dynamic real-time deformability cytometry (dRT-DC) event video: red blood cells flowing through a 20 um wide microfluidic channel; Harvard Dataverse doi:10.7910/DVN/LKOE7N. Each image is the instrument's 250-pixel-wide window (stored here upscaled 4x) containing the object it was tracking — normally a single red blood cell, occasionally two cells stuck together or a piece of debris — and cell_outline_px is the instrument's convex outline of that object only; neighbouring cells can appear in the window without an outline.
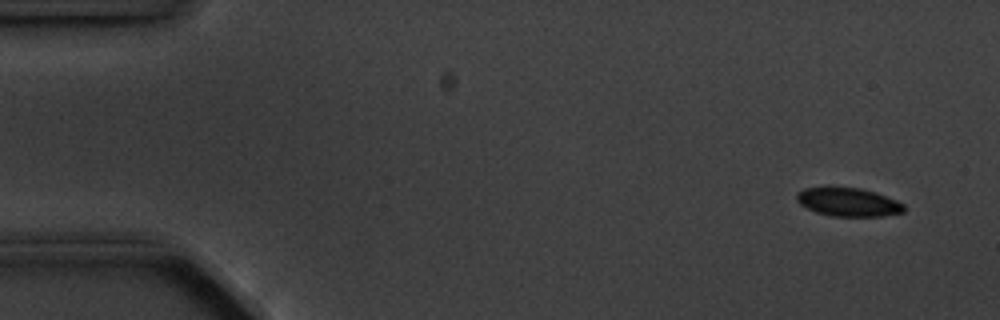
{"species": "common noctule bat (a hibernating species)", "species_latin": "Nyctalus noctula", "temperature_condition": "cold", "stored_images_in_passage": 5, "camera_frame_rate_fps": 3000, "um_per_image_px": 0.085, "animal": {"sex": "male", "body_mass_g": 20.1, "forearm_length_mm": 53.5}, "frame": {"image": 1, "passage_image": 1, "time_ms": 0.0, "image_size_px": [1000, 320], "cell_outline_px": [[904, 212], [884, 216], [832, 216], [816, 212], [800, 204], [796, 200], [796, 192], [804, 188], [828, 184], [860, 188], [876, 192], [896, 200], [904, 204]], "centroid_in_image_um": [72.05, 17.13], "position_along_channel_um": 13.0, "area_um2": 18.5}}
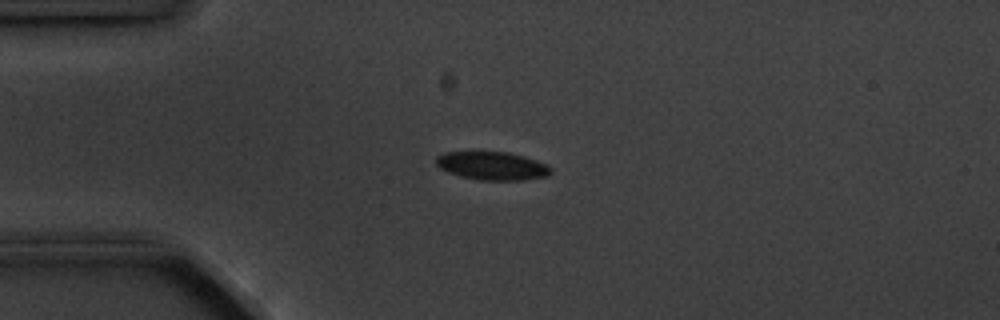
{"frame": {"image": 2, "passage_image": 3, "time_ms": 3.333, "image_size_px": [1000, 320], "cell_outline_px": [[552, 172], [548, 176], [520, 180], [480, 180], [460, 176], [448, 172], [440, 168], [436, 164], [436, 156], [444, 152], [508, 152], [524, 156], [548, 164], [552, 168]], "centroid_in_image_um": [41.86, 14.09], "position_along_channel_um": 43.1, "area_um2": 18.96}}